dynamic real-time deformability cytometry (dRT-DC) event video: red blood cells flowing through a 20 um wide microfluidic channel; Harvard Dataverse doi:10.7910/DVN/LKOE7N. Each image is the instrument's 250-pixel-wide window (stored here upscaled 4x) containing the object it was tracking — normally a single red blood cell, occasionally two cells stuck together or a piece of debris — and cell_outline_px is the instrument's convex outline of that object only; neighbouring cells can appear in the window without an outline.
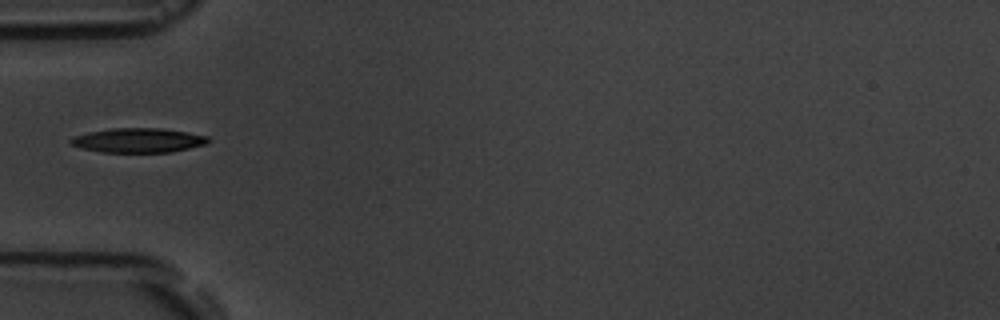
{"species": "common noctule bat (a hibernating species)", "species_latin": "Nyctalus noctula", "temperature_condition": "room temperature", "stored_images_in_passage": 1, "camera_frame_rate_fps": 3000, "um_per_image_px": 0.085, "animal": {"sex": "male", "body_mass_g": 19.5, "forearm_length_mm": 54.6}, "frame": {"image": 1, "passage_image": 1, "time_ms": 0.0, "image_size_px": [1000, 320], "cell_outline_px": [[212, 140], [208, 144], [172, 152], [100, 152], [68, 144], [68, 140], [72, 136], [88, 132], [112, 128], [164, 128], [208, 136]], "centroid_in_image_um": [11.76, 11.92], "position_along_channel_um": 73.2, "area_um2": 19.83}}